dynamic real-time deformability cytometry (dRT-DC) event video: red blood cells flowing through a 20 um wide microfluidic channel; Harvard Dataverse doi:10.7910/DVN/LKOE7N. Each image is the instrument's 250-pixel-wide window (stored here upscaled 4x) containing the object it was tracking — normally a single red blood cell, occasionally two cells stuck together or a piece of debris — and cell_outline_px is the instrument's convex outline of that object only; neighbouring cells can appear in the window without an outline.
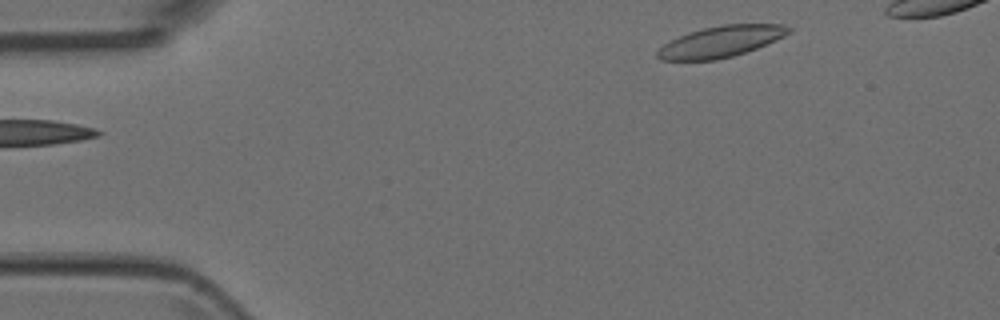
{"species": "Egyptian fruit bat (a non-hibernating species)", "species_latin": "Rousettus aegyptiacus", "temperature_condition": "room temperature", "stored_images_in_passage": 4, "segment_of_instrument_passage": [2, 2], "camera_frame_rate_fps": 3000, "um_per_image_px": 0.085, "animal": {"sex": "female"}, "frame": {"image": 1, "passage_image": 4, "time_ms": 1.0, "image_size_px": [1000, 320], "cell_outline_px": [[792, 32], [776, 40], [756, 48], [732, 56], [716, 60], [660, 60], [656, 56], [656, 52], [664, 44], [688, 32], [720, 24], [784, 24], [792, 28]], "centroid_in_image_um": [61.3, 3.52], "position_along_channel_um": 23.7, "area_um2": 23.76}}